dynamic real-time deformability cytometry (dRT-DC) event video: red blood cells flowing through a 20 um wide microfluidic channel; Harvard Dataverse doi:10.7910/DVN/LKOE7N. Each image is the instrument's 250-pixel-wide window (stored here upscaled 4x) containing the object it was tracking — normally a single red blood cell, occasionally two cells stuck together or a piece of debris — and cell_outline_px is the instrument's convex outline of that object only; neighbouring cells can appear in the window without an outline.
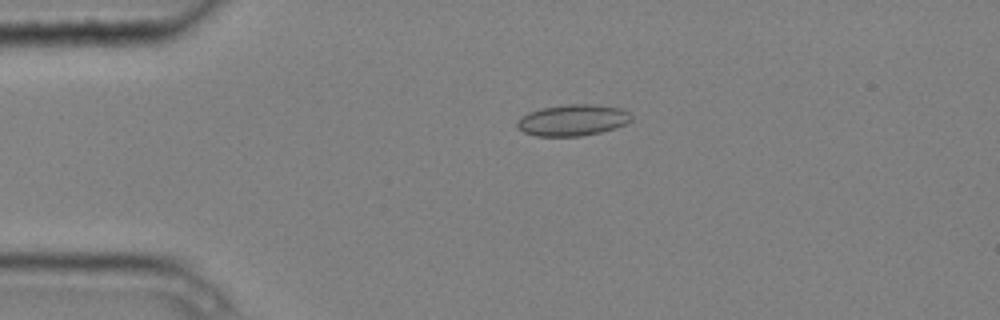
{"species": "common noctule bat (a hibernating species)", "species_latin": "Nyctalus noctula", "temperature_condition": "cold", "stored_images_in_passage": 4, "camera_frame_rate_fps": 3000, "um_per_image_px": 0.085, "animal": {"sex": "male", "body_mass_g": 20.4}, "frame": {"image": 1, "passage_image": 3, "time_ms": 0.667, "image_size_px": [1000, 320], "cell_outline_px": [[632, 120], [616, 128], [600, 132], [580, 136], [536, 136], [524, 132], [516, 124], [516, 120], [520, 116], [528, 112], [540, 108], [568, 104], [596, 104], [620, 108], [628, 112], [632, 116]], "centroid_in_image_um": [48.66, 10.2], "position_along_channel_um": 36.3, "area_um2": 20.92}}